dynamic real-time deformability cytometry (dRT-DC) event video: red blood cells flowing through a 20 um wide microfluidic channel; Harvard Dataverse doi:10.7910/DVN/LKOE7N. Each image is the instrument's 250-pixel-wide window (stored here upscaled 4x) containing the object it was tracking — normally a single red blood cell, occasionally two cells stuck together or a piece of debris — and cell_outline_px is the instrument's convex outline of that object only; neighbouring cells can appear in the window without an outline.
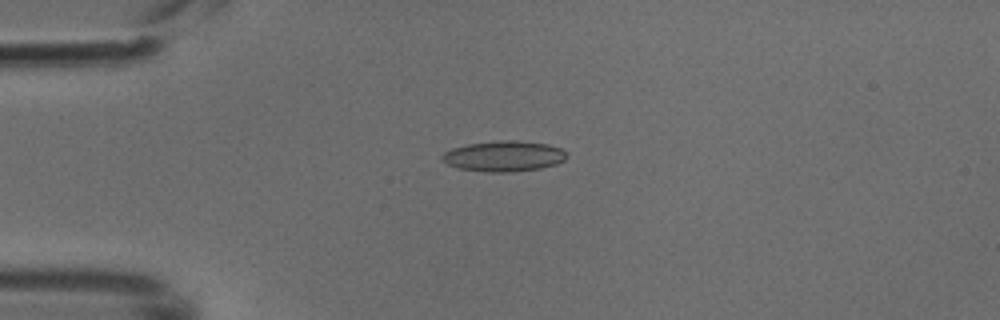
{"species": "common noctule bat (a hibernating species)", "species_latin": "Nyctalus noctula", "temperature_condition": "cold", "stored_images_in_passage": 4, "camera_frame_rate_fps": 3000, "um_per_image_px": 0.085, "animal": {"sex": "male", "body_mass_g": 18.8}, "frame": {"image": 1, "passage_image": 4, "time_ms": 1.0, "image_size_px": [1000, 320], "cell_outline_px": [[568, 156], [564, 160], [556, 164], [540, 168], [512, 172], [484, 172], [456, 168], [448, 164], [440, 156], [444, 152], [452, 148], [468, 144], [500, 140], [512, 140], [548, 144], [560, 148]], "centroid_in_image_um": [42.81, 13.28], "position_along_channel_um": 42.2, "area_um2": 22.2}}